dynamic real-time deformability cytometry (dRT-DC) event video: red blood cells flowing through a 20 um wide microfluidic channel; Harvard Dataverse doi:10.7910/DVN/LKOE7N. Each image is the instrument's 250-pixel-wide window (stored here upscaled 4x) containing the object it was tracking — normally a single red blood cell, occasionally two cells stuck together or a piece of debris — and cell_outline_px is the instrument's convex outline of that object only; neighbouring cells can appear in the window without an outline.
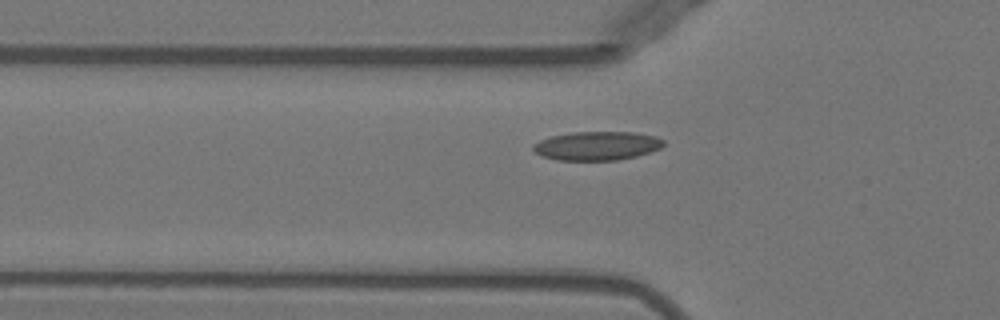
{"species": "Egyptian fruit bat (a non-hibernating species)", "species_latin": "Rousettus aegyptiacus", "temperature_condition": "warm", "stored_images_in_passage": 37, "camera_frame_rate_fps": 3000, "um_per_image_px": 0.085, "animal": {"sex": "female"}, "frame": {"image": 1, "passage_image": 5, "time_ms": 1.333, "image_size_px": [1000, 320], "cell_outline_px": [[664, 144], [660, 148], [636, 156], [616, 160], [556, 160], [540, 156], [532, 148], [532, 144], [540, 140], [552, 136], [572, 132], [632, 132], [656, 136], [664, 140]], "centroid_in_image_um": [50.71, 12.39], "position_along_channel_um": 75.1, "area_um2": 21.85}}
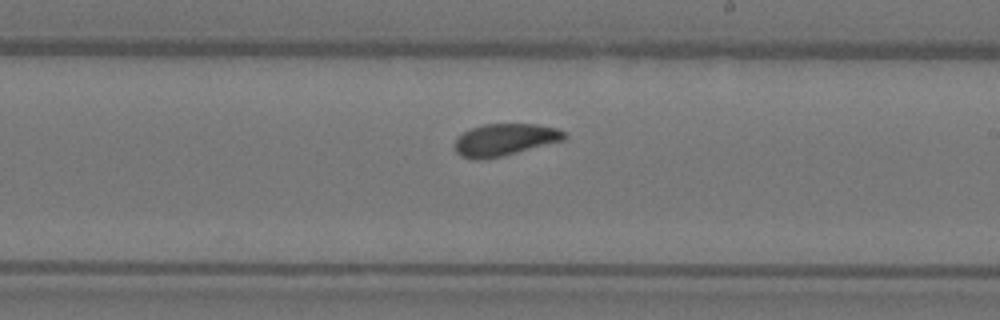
{"frame": {"image": 2, "passage_image": 18, "time_ms": 5.667, "image_size_px": [1000, 320], "cell_outline_px": [[568, 136], [564, 140], [484, 160], [472, 160], [460, 156], [456, 152], [456, 136], [472, 128], [484, 124], [536, 124], [556, 128], [568, 132]], "centroid_in_image_um": [42.9, 11.87], "position_along_channel_um": 246.1, "area_um2": 20.46}}
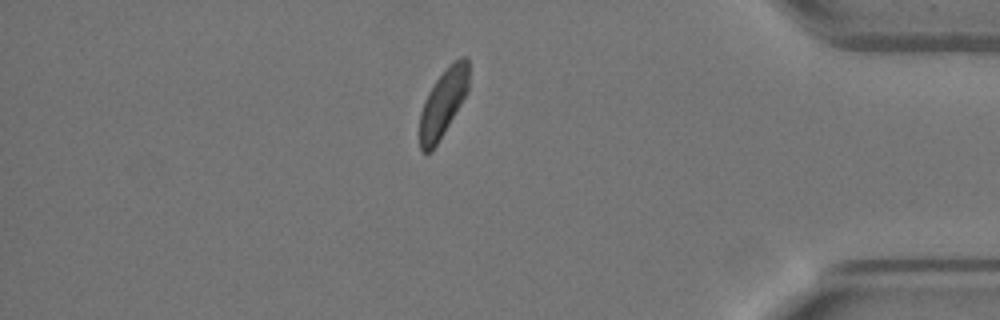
{"frame": {"image": 3, "passage_image": 32, "time_ms": 10.333, "image_size_px": [1000, 320], "cell_outline_px": [[468, 92], [432, 152], [420, 152], [420, 112], [428, 92], [436, 80], [460, 56], [468, 56]], "centroid_in_image_um": [37.66, 8.78], "position_along_channel_um": 397.5, "area_um2": 19.02}, "authors_computed_cell_mechanics": {"area_um2": 20.6924, "velocity_mm_per_s": 3.9296, "shape_relaxation_time_tau1_ms": 3.0986, "shape_relaxation_time_tau2_ms": 2.255, "deformation_change_tau1": 0.0971, "deformation_change_tau2": 0.0851}}